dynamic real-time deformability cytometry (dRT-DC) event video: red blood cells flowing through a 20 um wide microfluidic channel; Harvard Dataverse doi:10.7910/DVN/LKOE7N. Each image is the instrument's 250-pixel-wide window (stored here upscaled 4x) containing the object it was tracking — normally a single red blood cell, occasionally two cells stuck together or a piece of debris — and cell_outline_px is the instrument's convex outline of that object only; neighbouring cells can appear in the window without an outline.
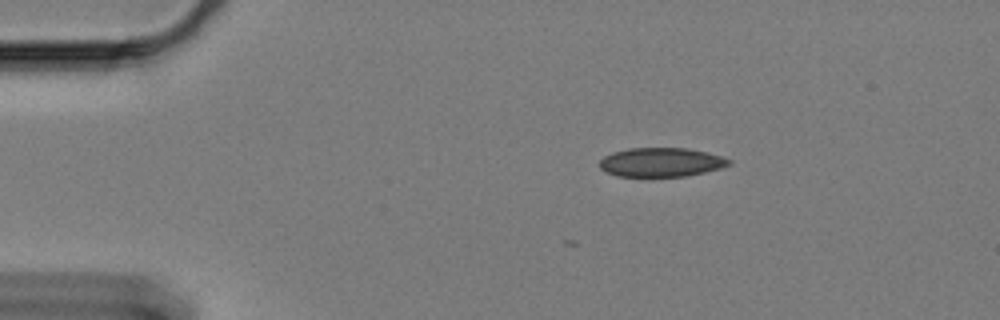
{"species": "Egyptian fruit bat (a non-hibernating species)", "species_latin": "Rousettus aegyptiacus", "temperature_condition": "cold", "stored_images_in_passage": 2, "camera_frame_rate_fps": 3000, "um_per_image_px": 0.085, "animal": {"sex": "female"}, "frame": {"image": 1, "passage_image": 2, "time_ms": 0.333, "image_size_px": [1000, 320], "cell_outline_px": [[732, 164], [720, 168], [704, 172], [684, 176], [616, 176], [604, 172], [600, 168], [600, 160], [604, 156], [612, 152], [628, 148], [688, 148], [708, 152], [732, 160]], "centroid_in_image_um": [56.18, 13.78], "position_along_channel_um": 28.8, "area_um2": 21.96}}